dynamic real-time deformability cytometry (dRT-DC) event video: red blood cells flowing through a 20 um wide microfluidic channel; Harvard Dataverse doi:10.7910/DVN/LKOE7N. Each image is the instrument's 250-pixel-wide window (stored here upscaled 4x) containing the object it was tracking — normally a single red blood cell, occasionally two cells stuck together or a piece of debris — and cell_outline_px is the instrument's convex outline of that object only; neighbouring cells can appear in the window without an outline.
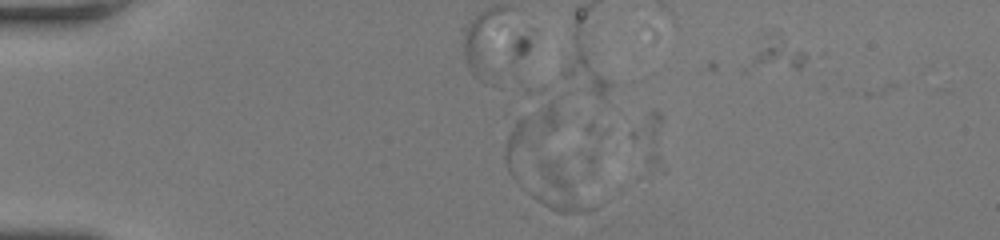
{"species": "human", "species_latin": "Homo sapiens", "temperature_condition": "room temperature", "stored_images_in_passage": 6, "camera_frame_rate_fps": 3000, "um_per_image_px": 0.085, "donor": {"sex": "female"}, "frame": {"image": 1, "passage_image": 5, "time_ms": 1.333, "image_size_px": [1000, 240], "cell_outline_px": [[600, 204], [596, 208], [588, 212], [556, 212], [548, 208], [532, 196], [528, 192], [536, 164], [540, 156], [544, 156], [556, 160]], "centroid_in_image_um": [47.54, 16.03], "position_along_channel_um": 37.5, "area_um2": 17.22}}